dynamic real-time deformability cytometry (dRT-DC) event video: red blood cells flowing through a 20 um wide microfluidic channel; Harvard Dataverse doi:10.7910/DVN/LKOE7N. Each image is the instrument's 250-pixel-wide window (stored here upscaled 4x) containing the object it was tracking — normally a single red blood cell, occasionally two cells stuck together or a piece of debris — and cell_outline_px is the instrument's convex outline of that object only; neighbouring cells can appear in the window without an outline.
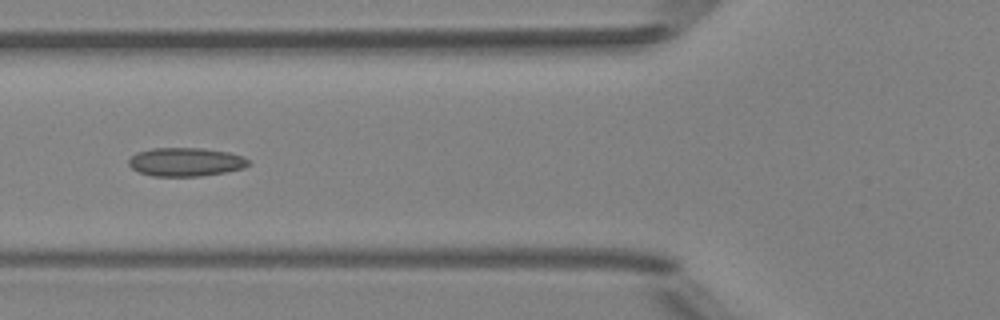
{"species": "Egyptian fruit bat (a non-hibernating species)", "species_latin": "Rousettus aegyptiacus", "temperature_condition": "room temperature", "stored_images_in_passage": 5, "camera_frame_rate_fps": 3000, "um_per_image_px": 0.085, "animal": {"sex": "female"}, "frame": {"image": 1, "passage_image": 5, "time_ms": 4.667, "image_size_px": [1000, 320], "cell_outline_px": [[252, 164], [244, 168], [224, 172], [200, 176], [152, 176], [140, 172], [132, 168], [128, 164], [128, 160], [136, 152], [152, 148], [204, 148], [228, 152], [244, 156]], "centroid_in_image_um": [15.8, 13.76], "position_along_channel_um": 110.0, "area_um2": 20.06}}